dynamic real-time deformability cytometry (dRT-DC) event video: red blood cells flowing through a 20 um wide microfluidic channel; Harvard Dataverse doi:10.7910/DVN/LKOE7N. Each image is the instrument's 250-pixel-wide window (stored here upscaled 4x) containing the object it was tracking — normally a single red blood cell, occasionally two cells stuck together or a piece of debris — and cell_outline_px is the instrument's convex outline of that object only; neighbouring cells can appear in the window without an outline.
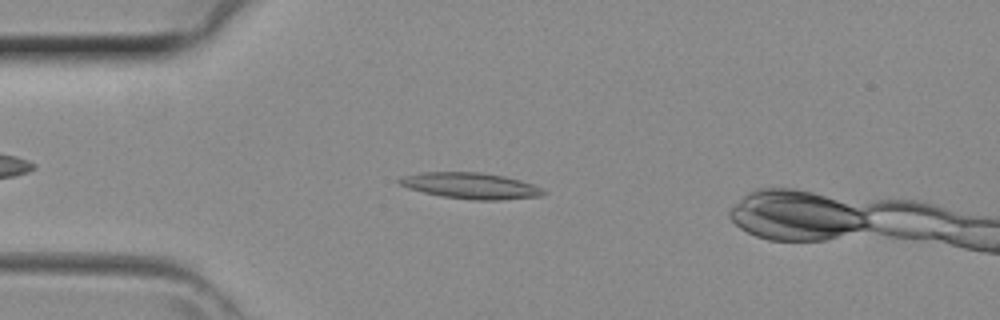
{"species": "common noctule bat (a hibernating species)", "species_latin": "Nyctalus noctula", "temperature_condition": "room temperature", "stored_images_in_passage": 38, "camera_frame_rate_fps": 3000, "um_per_image_px": 0.085, "animal": {"sex": "female", "body_mass_g": 29.2, "forearm_length_mm": 56.3}, "frame": {"image": 1, "passage_image": 7, "time_ms": 2.0, "image_size_px": [1000, 320], "cell_outline_px": [[548, 192], [540, 196], [496, 200], [472, 200], [440, 196], [408, 188], [400, 184], [396, 180], [404, 176], [420, 172], [480, 172], [504, 176], [520, 180], [544, 188]], "centroid_in_image_um": [40.02, 15.79], "position_along_channel_um": 45.0, "area_um2": 21.91}}
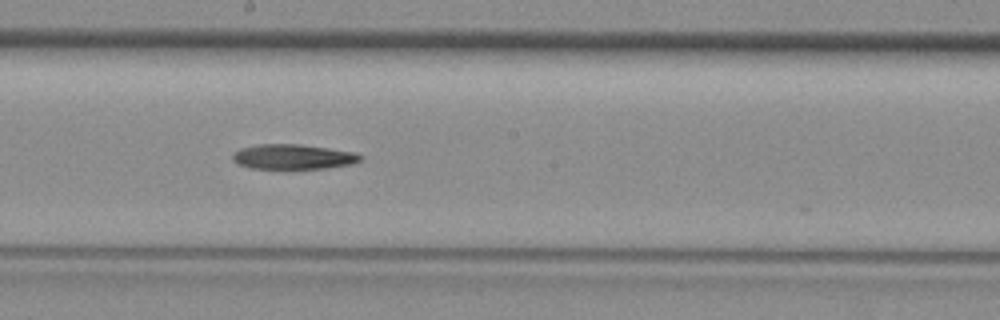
{"frame": {"image": 2, "passage_image": 19, "time_ms": 6.0, "image_size_px": [1000, 320], "cell_outline_px": [[364, 156], [360, 160], [352, 164], [328, 168], [252, 168], [240, 164], [232, 160], [232, 156], [240, 148], [256, 144], [300, 144], [328, 148], [352, 152]], "centroid_in_image_um": [24.92, 13.31], "position_along_channel_um": 223.3, "area_um2": 18.38}}
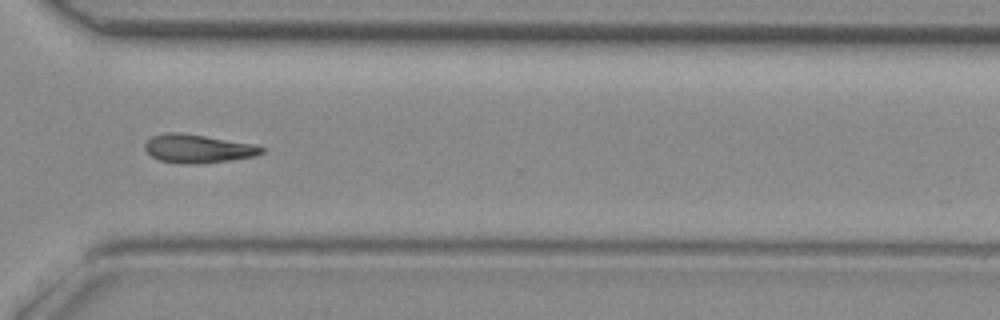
{"frame": {"image": 3, "passage_image": 27, "time_ms": 8.667, "image_size_px": [1000, 320], "cell_outline_px": [[264, 152], [256, 156], [200, 164], [184, 164], [160, 160], [152, 156], [144, 148], [144, 144], [152, 136], [164, 132], [176, 132], [204, 136], [252, 144], [264, 148]], "centroid_in_image_um": [16.79, 12.64], "position_along_channel_um": 353.8, "area_um2": 19.13}}